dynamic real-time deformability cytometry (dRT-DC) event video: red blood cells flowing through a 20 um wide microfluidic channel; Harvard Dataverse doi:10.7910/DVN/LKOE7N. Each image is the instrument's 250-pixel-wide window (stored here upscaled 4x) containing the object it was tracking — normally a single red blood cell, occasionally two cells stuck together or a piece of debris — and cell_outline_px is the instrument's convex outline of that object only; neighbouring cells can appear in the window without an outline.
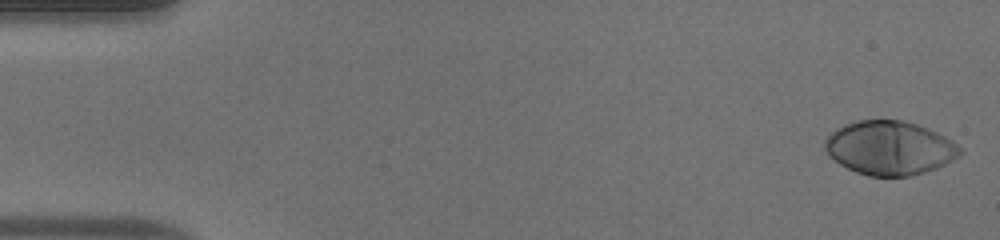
{"species": "human", "species_latin": "Homo sapiens", "temperature_condition": "warm", "stored_images_in_passage": 50, "camera_frame_rate_fps": 3000, "um_per_image_px": 0.085, "donor": {"sex": "male"}, "frame": {"image": 1, "passage_image": 1, "time_ms": 0.0, "image_size_px": [1000, 240], "cell_outline_px": [[964, 152], [960, 156], [936, 168], [912, 176], [868, 176], [856, 172], [840, 164], [824, 148], [824, 140], [836, 128], [844, 124], [856, 120], [900, 120], [916, 124], [936, 132], [952, 140]], "centroid_in_image_um": [75.62, 12.57], "position_along_channel_um": 9.4, "area_um2": 42.25}}
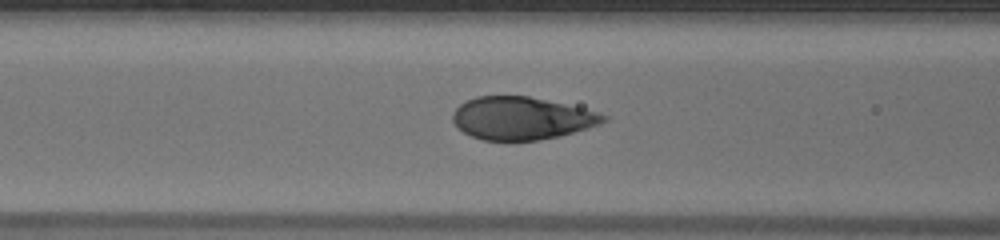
{"frame": {"image": 2, "passage_image": 20, "time_ms": 6.333, "image_size_px": [1000, 240], "cell_outline_px": [[608, 120], [600, 124], [588, 128], [560, 136], [540, 140], [484, 140], [472, 136], [456, 128], [452, 120], [452, 112], [460, 104], [476, 96], [528, 96], [600, 112], [608, 116]], "centroid_in_image_um": [44.33, 10.05], "position_along_channel_um": 122.3, "area_um2": 37.51}}
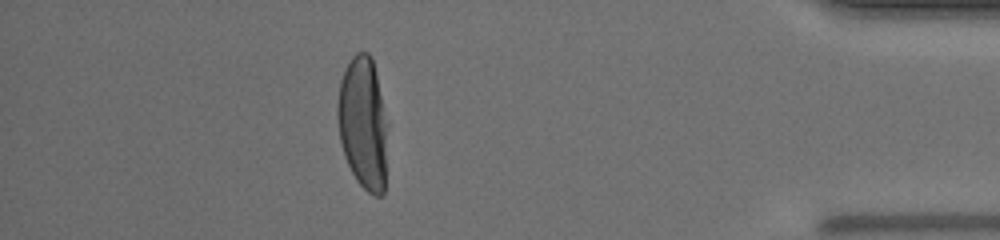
{"frame": {"image": 3, "passage_image": 44, "time_ms": 14.333, "image_size_px": [1000, 240], "cell_outline_px": [[384, 192], [380, 196], [372, 196], [356, 180], [344, 156], [340, 140], [336, 116], [336, 104], [340, 80], [352, 56], [356, 52], [368, 52], [372, 60], [376, 72], [380, 96], [384, 124]], "centroid_in_image_um": [30.78, 10.45], "position_along_channel_um": 404.4, "area_um2": 37.45}, "authors_computed_cell_mechanics": {"area_um2": 40.1132, "velocity_mm_per_s": 4.0831, "shape_relaxation_time_tau1_ms": 3.1337, "shape_relaxation_time_tau2_ms": null, "deformation_change_tau1": 0.2218, "deformation_change_tau2": null}}